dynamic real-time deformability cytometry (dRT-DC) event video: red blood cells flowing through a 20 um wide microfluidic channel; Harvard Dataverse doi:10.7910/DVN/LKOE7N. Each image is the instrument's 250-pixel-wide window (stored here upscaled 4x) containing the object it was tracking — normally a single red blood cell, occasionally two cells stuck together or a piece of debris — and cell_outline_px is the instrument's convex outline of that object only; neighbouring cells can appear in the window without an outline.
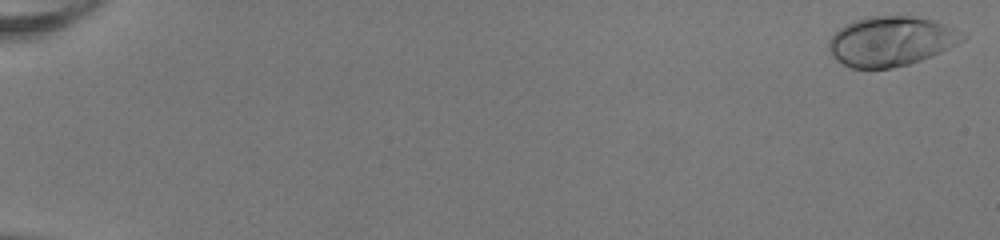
{"species": "human", "species_latin": "Homo sapiens", "temperature_condition": "room temperature", "stored_images_in_passage": 52, "camera_frame_rate_fps": 3000, "um_per_image_px": 0.085, "donor": {"sex": "female"}, "frame": {"image": 1, "passage_image": 1, "time_ms": 0.0, "image_size_px": [1000, 240], "cell_outline_px": [[968, 36], [964, 40], [932, 56], [908, 64], [892, 68], [852, 68], [836, 60], [828, 48], [828, 40], [844, 24], [868, 16], [908, 16], [932, 20], [956, 28]], "centroid_in_image_um": [75.73, 3.5], "position_along_channel_um": 9.3, "area_um2": 38.55}}
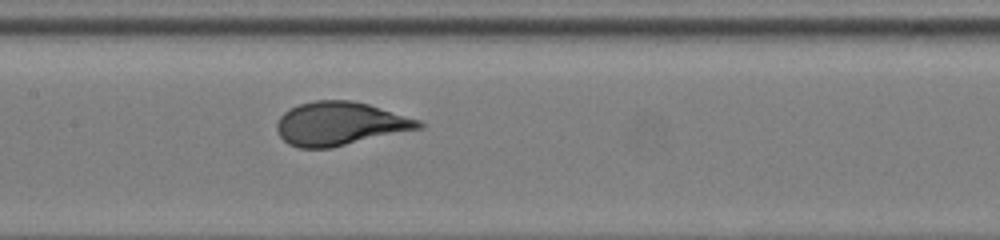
{"frame": {"image": 2, "passage_image": 28, "time_ms": 9.0, "image_size_px": [1000, 240], "cell_outline_px": [[424, 128], [328, 148], [300, 148], [288, 144], [280, 136], [276, 128], [276, 124], [280, 116], [284, 112], [300, 104], [316, 100], [352, 100], [368, 104], [420, 120], [424, 124]], "centroid_in_image_um": [28.9, 10.51], "position_along_channel_um": 178.5, "area_um2": 35.78}}
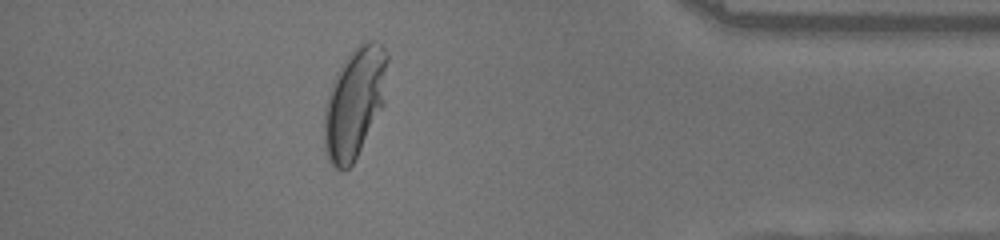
{"frame": {"image": 3, "passage_image": 47, "time_ms": 15.333, "image_size_px": [1000, 240], "cell_outline_px": [[388, 60], [384, 104], [352, 164], [348, 168], [336, 168], [328, 160], [324, 148], [324, 108], [336, 72], [344, 60], [364, 40], [372, 40], [380, 44], [388, 52]], "centroid_in_image_um": [30.14, 8.7], "position_along_channel_um": 405.1, "area_um2": 40.29}, "authors_computed_cell_mechanics": {"area_um2": 35.7782, "velocity_mm_per_s": 4.0544, "shape_relaxation_time_tau1_ms": 3.4967, "shape_relaxation_time_tau2_ms": null, "deformation_change_tau1": 0.1966, "deformation_change_tau2": null}}